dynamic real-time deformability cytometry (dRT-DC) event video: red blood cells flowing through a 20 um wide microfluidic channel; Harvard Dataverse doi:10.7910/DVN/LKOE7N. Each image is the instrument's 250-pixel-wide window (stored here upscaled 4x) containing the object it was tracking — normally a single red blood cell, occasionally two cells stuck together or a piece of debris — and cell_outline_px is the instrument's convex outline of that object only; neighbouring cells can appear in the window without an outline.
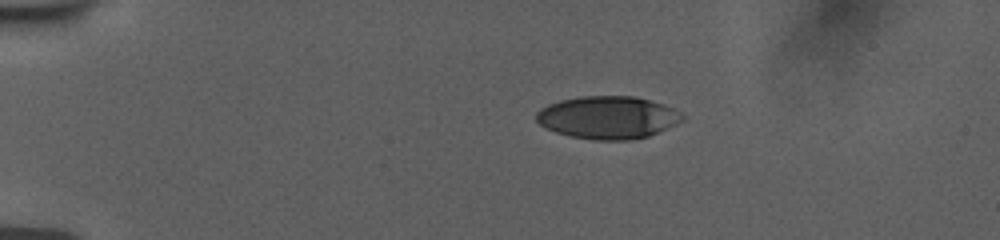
{"species": "human", "species_latin": "Homo sapiens", "temperature_condition": "room temperature", "stored_images_in_passage": 45, "camera_frame_rate_fps": 3000, "um_per_image_px": 0.085, "donor": {"sex": "female"}, "frame": {"image": 1, "passage_image": 1, "time_ms": 0.0, "image_size_px": [1000, 240], "cell_outline_px": [[684, 120], [676, 124], [648, 136], [628, 140], [592, 140], [572, 136], [556, 132], [544, 128], [536, 120], [536, 112], [540, 108], [548, 104], [560, 100], [580, 96], [632, 96], [664, 104], [680, 112], [684, 116]], "centroid_in_image_um": [51.64, 9.98], "position_along_channel_um": 33.4, "area_um2": 36.3}}
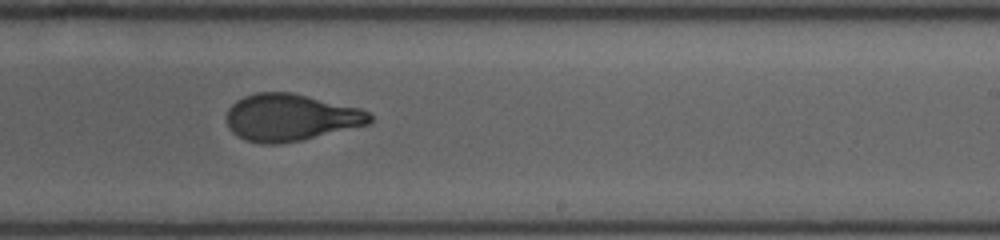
{"frame": {"image": 2, "passage_image": 25, "time_ms": 8.0, "image_size_px": [1000, 240], "cell_outline_px": [[372, 120], [368, 124], [300, 140], [280, 144], [260, 144], [244, 140], [232, 132], [228, 128], [228, 108], [236, 100], [244, 96], [256, 92], [292, 92], [360, 108], [368, 112], [372, 116]], "centroid_in_image_um": [24.66, 9.98], "position_along_channel_um": 264.3, "area_um2": 39.13}}
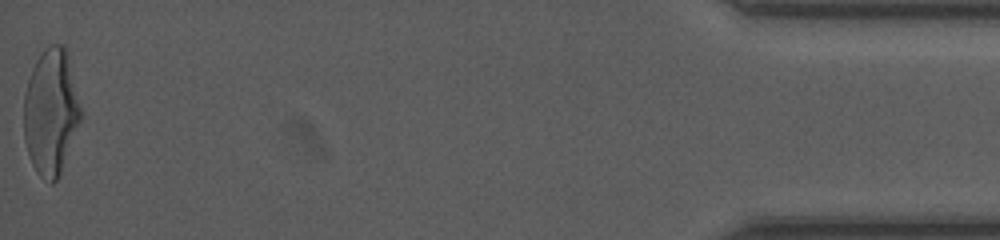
{"frame": {"image": 3, "passage_image": 45, "time_ms": 14.667, "image_size_px": [1000, 240], "cell_outline_px": [[80, 120], [60, 172], [56, 180], [52, 184], [40, 176], [36, 172], [32, 164], [24, 140], [24, 92], [32, 68], [40, 52], [48, 44], [64, 44], [68, 52], [80, 108]], "centroid_in_image_um": [4.3, 9.46], "position_along_channel_um": 430.9, "area_um2": 41.44}, "authors_computed_cell_mechanics": {"area_um2": 39.6508, "velocity_mm_per_s": 3.7577, "shape_relaxation_time_tau1_ms": 4.8315, "shape_relaxation_time_tau2_ms": 1.0633, "deformation_change_tau1": 0.2049, "deformation_change_tau2": 0.0836}}